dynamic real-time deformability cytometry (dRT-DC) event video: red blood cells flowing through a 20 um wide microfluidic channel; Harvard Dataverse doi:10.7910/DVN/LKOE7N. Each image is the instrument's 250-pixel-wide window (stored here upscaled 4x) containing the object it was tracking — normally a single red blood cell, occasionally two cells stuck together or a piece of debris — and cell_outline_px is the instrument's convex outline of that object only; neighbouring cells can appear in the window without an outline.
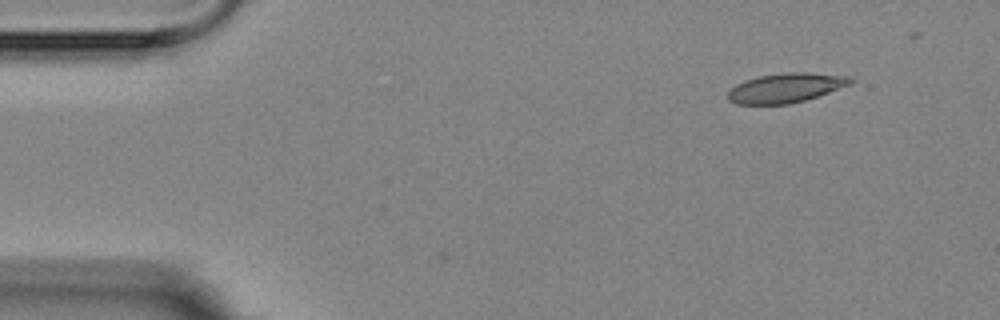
{"species": "Egyptian fruit bat (a non-hibernating species)", "species_latin": "Rousettus aegyptiacus", "temperature_condition": "room temperature", "stored_images_in_passage": 2, "camera_frame_rate_fps": 3000, "um_per_image_px": 0.085, "animal": {"sex": "female"}, "frame": {"image": 1, "passage_image": 2, "time_ms": 1.0, "image_size_px": [1000, 320], "cell_outline_px": [[856, 80], [852, 84], [804, 100], [788, 104], [736, 104], [728, 100], [728, 92], [736, 84], [744, 80], [760, 76], [788, 72], [808, 72], [852, 76]], "centroid_in_image_um": [66.83, 7.46], "position_along_channel_um": 18.2, "area_um2": 21.04}}